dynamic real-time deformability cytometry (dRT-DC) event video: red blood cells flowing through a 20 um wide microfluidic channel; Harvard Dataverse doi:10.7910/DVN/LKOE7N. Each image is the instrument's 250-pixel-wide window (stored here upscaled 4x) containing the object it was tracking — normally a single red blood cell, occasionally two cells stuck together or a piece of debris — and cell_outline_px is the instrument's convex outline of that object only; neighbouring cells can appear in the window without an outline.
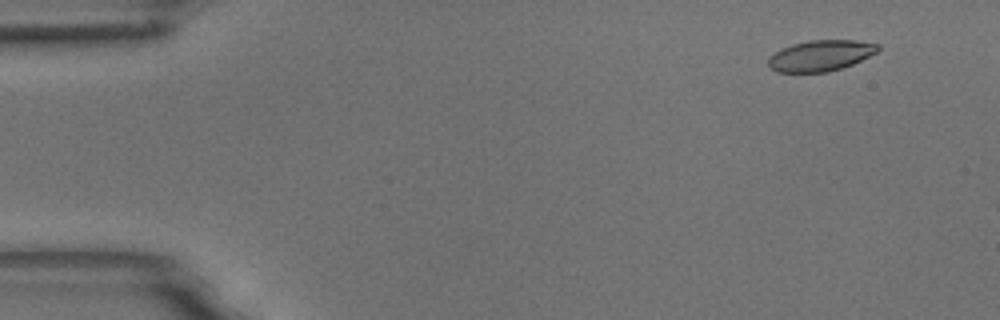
{"species": "common noctule bat (a hibernating species)", "species_latin": "Nyctalus noctula", "temperature_condition": "room temperature", "stored_images_in_passage": 4, "camera_frame_rate_fps": 3000, "um_per_image_px": 0.085, "animal": {"sex": "male", "body_mass_g": 18.8}, "frame": {"image": 1, "passage_image": 2, "time_ms": 0.333, "image_size_px": [1000, 320], "cell_outline_px": [[880, 48], [876, 52], [852, 64], [828, 72], [776, 72], [768, 68], [768, 56], [780, 48], [792, 44], [808, 40], [856, 40], [880, 44]], "centroid_in_image_um": [69.69, 4.72], "position_along_channel_um": 15.3, "area_um2": 19.88}}